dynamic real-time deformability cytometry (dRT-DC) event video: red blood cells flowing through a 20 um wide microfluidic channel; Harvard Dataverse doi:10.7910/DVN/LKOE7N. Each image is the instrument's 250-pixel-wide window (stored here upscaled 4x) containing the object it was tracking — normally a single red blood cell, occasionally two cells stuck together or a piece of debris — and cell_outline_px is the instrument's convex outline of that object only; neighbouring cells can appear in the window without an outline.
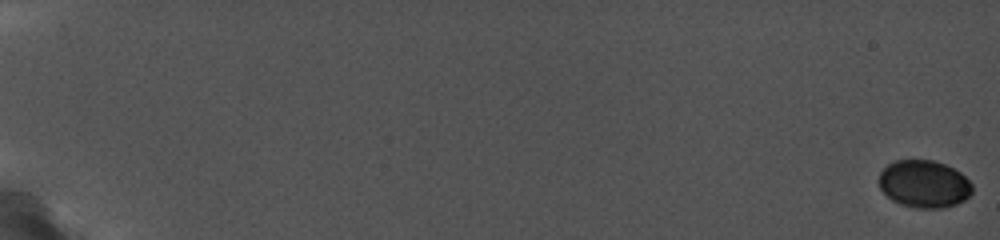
{"species": "common noctule bat (a hibernating species)", "species_latin": "Nyctalus noctula", "temperature_condition": "cold", "stored_images_in_passage": 29, "camera_frame_rate_fps": 5000, "um_per_image_px": 0.085, "animal": {"sex": "female", "body_mass_g": 19.0, "forearm_length_mm": 56.7}, "frame": {"image": 1, "passage_image": 1, "time_ms": 0.0, "image_size_px": [1000, 240], "cell_outline_px": [[972, 192], [964, 200], [956, 204], [944, 208], [912, 208], [900, 204], [892, 200], [880, 188], [880, 172], [888, 164], [896, 160], [932, 160], [944, 164], [960, 172], [972, 184]], "centroid_in_image_um": [78.55, 15.65], "position_along_channel_um": 6.5, "area_um2": 25.72}}
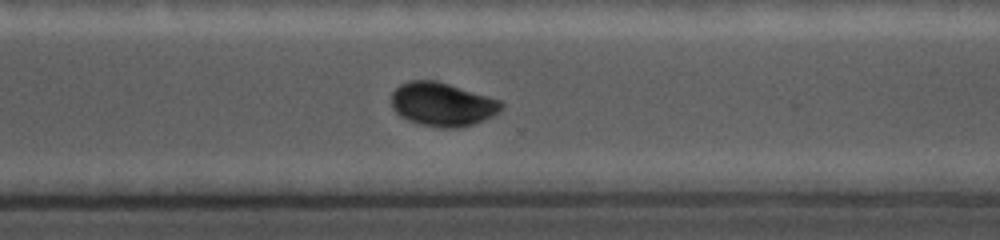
{"frame": {"image": 2, "passage_image": 25, "time_ms": 14.8, "image_size_px": [1000, 240], "cell_outline_px": [[504, 108], [500, 112], [484, 120], [460, 128], [436, 128], [416, 124], [400, 116], [392, 108], [392, 92], [400, 84], [412, 80], [436, 80], [500, 100], [504, 104]], "centroid_in_image_um": [37.6, 8.88], "position_along_channel_um": 333.0, "area_um2": 28.21}}
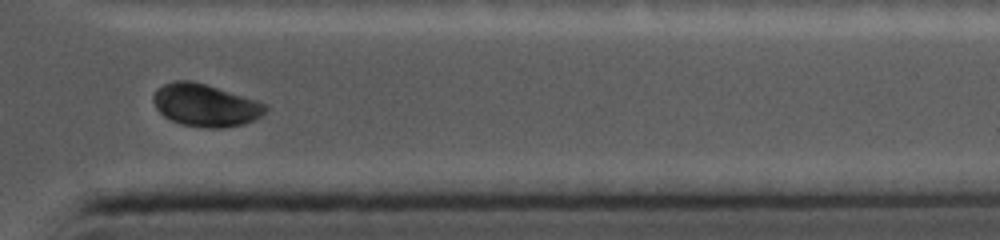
{"frame": {"image": 3, "passage_image": 27, "time_ms": 16.4, "image_size_px": [1000, 240], "cell_outline_px": [[268, 108], [256, 120], [244, 124], [224, 128], [200, 128], [180, 124], [164, 116], [156, 108], [152, 100], [152, 96], [164, 84], [180, 80], [184, 80], [204, 84], [264, 104]], "centroid_in_image_um": [17.42, 8.99], "position_along_channel_um": 394.0, "area_um2": 27.17}}